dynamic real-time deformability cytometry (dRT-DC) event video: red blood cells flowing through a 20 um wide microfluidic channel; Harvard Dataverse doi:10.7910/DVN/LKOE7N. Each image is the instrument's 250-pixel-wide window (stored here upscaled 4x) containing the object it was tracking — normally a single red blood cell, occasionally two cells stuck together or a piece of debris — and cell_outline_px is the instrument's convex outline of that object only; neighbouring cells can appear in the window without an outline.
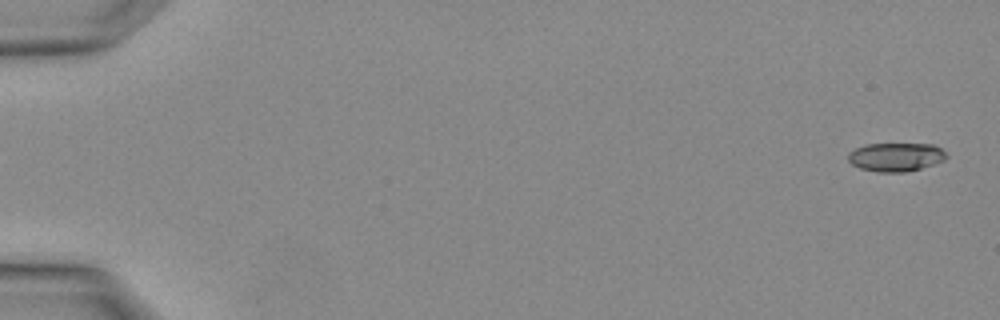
{"species": "Egyptian fruit bat (a non-hibernating species)", "species_latin": "Rousettus aegyptiacus", "temperature_condition": "warm", "stored_images_in_passage": 3, "camera_frame_rate_fps": 3000, "um_per_image_px": 0.085, "animal": {"sex": "female"}, "frame": {"image": 1, "passage_image": 1, "time_ms": 0.0, "image_size_px": [1000, 320], "cell_outline_px": [[948, 156], [944, 160], [920, 168], [904, 172], [876, 172], [860, 168], [852, 164], [848, 160], [848, 152], [864, 144], [932, 144], [940, 148]], "centroid_in_image_um": [76.11, 13.34], "position_along_channel_um": 8.9, "area_um2": 16.3}}
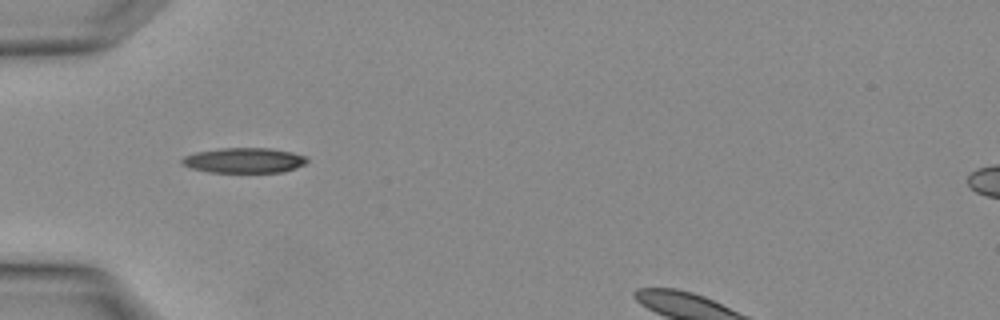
{"frame": {"image": 2, "passage_image": 3, "time_ms": 0.667, "image_size_px": [1000, 320], "cell_outline_px": [[308, 160], [304, 164], [284, 172], [212, 172], [192, 168], [184, 164], [180, 160], [184, 156], [196, 152], [220, 148], [268, 148], [292, 152], [304, 156]], "centroid_in_image_um": [20.75, 13.62], "position_along_channel_um": 64.3, "area_um2": 18.09}}